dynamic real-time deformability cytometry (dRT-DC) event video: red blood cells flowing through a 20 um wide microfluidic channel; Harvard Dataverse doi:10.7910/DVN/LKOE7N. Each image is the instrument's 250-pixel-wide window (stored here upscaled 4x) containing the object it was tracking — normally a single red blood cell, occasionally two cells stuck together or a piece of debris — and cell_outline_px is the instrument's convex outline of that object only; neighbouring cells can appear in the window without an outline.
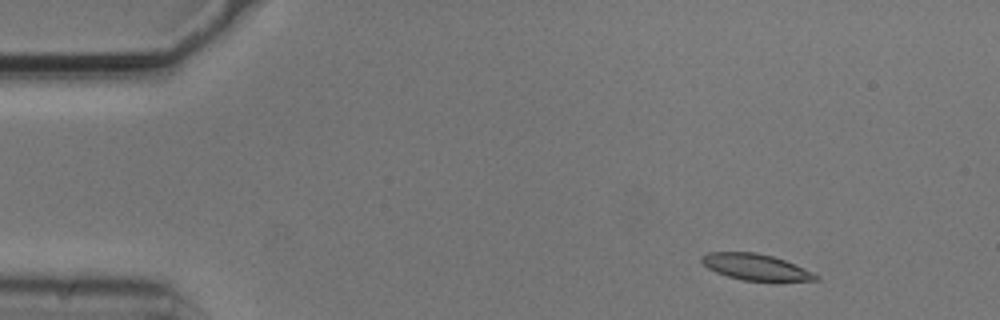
{"species": "common noctule bat (a hibernating species)", "species_latin": "Nyctalus noctula", "temperature_condition": "cold", "stored_images_in_passage": 3, "camera_frame_rate_fps": 3000, "um_per_image_px": 0.085, "animal": {"sex": "male", "body_mass_g": 20.5, "forearm_length_mm": 52.5}, "frame": {"image": 1, "passage_image": 1, "time_ms": 0.0, "image_size_px": [1000, 320], "cell_outline_px": [[820, 280], [744, 280], [728, 276], [716, 272], [708, 268], [700, 260], [700, 256], [708, 252], [756, 252], [772, 256], [784, 260], [812, 272], [820, 276]], "centroid_in_image_um": [64.19, 22.68], "position_along_channel_um": 20.8, "area_um2": 17.05}}